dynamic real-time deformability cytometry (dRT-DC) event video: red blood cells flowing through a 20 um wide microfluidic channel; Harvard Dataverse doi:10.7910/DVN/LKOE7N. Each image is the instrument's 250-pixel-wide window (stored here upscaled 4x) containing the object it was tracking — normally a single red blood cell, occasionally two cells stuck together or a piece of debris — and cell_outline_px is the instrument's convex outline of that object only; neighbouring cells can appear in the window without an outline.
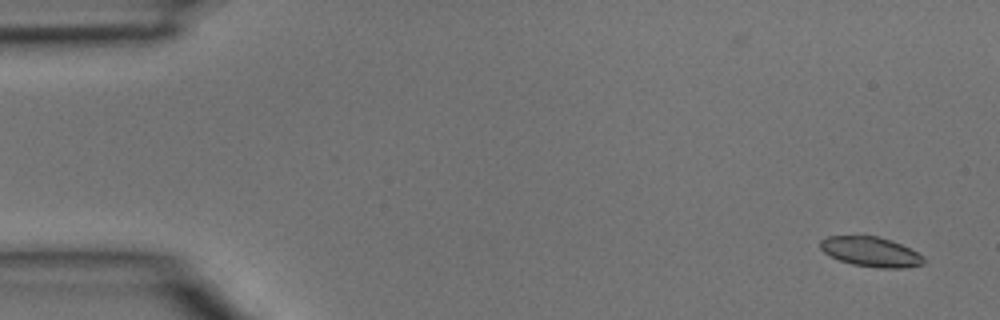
{"species": "common noctule bat (a hibernating species)", "species_latin": "Nyctalus noctula", "temperature_condition": "room temperature", "stored_images_in_passage": 5, "camera_frame_rate_fps": 3000, "um_per_image_px": 0.085, "animal": {"sex": "male", "body_mass_g": 15.6}, "frame": {"image": 1, "passage_image": 1, "time_ms": 0.0, "image_size_px": [1000, 320], "cell_outline_px": [[924, 264], [904, 268], [880, 268], [852, 264], [840, 260], [824, 252], [820, 248], [820, 240], [828, 236], [880, 236], [892, 240], [924, 256]], "centroid_in_image_um": [74.03, 21.4], "position_along_channel_um": 11.0, "area_um2": 17.86}}